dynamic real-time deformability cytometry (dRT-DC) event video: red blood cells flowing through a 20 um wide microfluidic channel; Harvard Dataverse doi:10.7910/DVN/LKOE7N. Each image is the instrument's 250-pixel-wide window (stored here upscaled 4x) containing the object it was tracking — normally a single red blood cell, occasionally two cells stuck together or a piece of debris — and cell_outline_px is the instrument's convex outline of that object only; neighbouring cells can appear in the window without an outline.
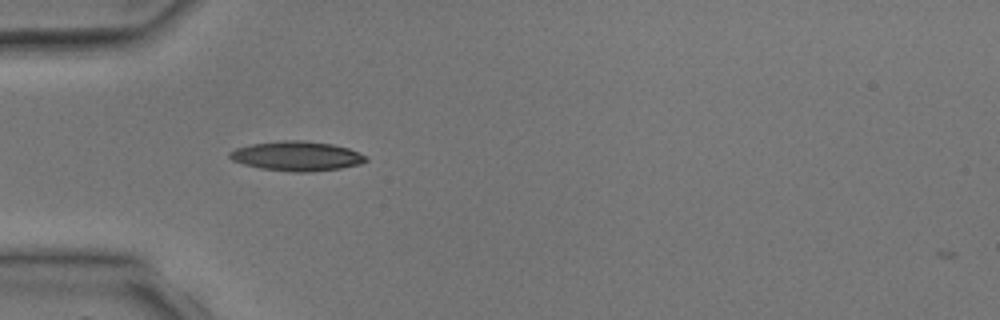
{"species": "common noctule bat (a hibernating species)", "species_latin": "Nyctalus noctula", "temperature_condition": "room temperature", "stored_images_in_passage": 5, "camera_frame_rate_fps": 3000, "um_per_image_px": 0.085, "animal": {"sex": "male", "body_mass_g": 17.9, "forearm_length_mm": 54.2}, "frame": {"image": 1, "passage_image": 3, "time_ms": 2.333, "image_size_px": [1000, 320], "cell_outline_px": [[368, 160], [360, 164], [340, 168], [308, 172], [296, 172], [260, 168], [244, 164], [232, 160], [228, 156], [228, 152], [236, 148], [252, 144], [284, 140], [304, 140], [332, 144], [348, 148], [364, 156]], "centroid_in_image_um": [25.19, 13.26], "position_along_channel_um": 59.8, "area_um2": 23.24}}